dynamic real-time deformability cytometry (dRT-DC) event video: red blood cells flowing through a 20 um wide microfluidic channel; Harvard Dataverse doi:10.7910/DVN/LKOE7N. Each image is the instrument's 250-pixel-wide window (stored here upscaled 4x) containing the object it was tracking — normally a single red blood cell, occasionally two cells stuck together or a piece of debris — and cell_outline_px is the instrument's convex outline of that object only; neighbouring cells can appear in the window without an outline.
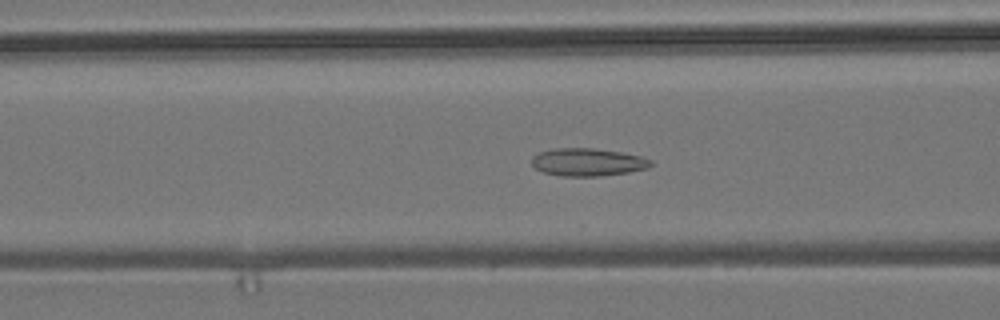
{"species": "common noctule bat (a hibernating species)", "species_latin": "Nyctalus noctula", "temperature_condition": "room temperature", "stored_images_in_passage": 54, "camera_frame_rate_fps": 3000, "um_per_image_px": 0.085, "animal": {"sex": "male", "body_mass_g": 19.2, "forearm_length_mm": 51.8}, "frame": {"image": 1, "passage_image": 21, "time_ms": 6.667, "image_size_px": [1000, 320], "cell_outline_px": [[656, 164], [648, 168], [628, 172], [600, 176], [560, 176], [544, 172], [536, 168], [532, 164], [532, 156], [540, 152], [552, 148], [592, 148], [620, 152], [640, 156], [652, 160]], "centroid_in_image_um": [49.98, 13.78], "position_along_channel_um": 116.6, "area_um2": 19.31}}
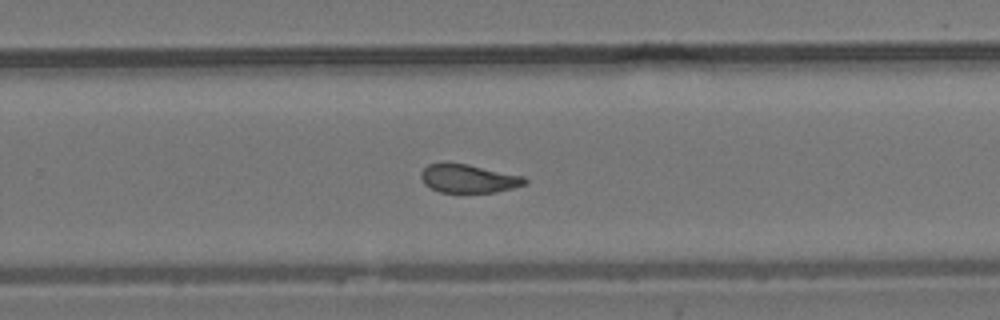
{"frame": {"image": 2, "passage_image": 35, "time_ms": 11.333, "image_size_px": [1000, 320], "cell_outline_px": [[528, 180], [524, 184], [512, 188], [496, 192], [440, 192], [424, 184], [420, 176], [420, 172], [428, 164], [468, 164], [524, 176]], "centroid_in_image_um": [39.83, 15.18], "position_along_channel_um": 290.0, "area_um2": 16.94}}
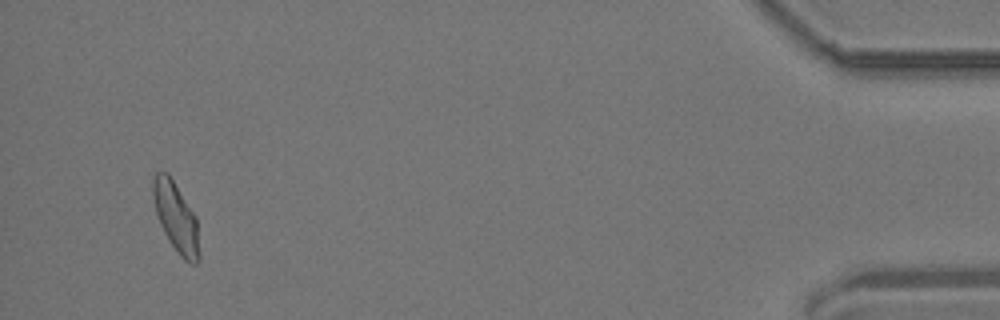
{"frame": {"image": 3, "passage_image": 52, "time_ms": 17.0, "image_size_px": [1000, 320], "cell_outline_px": [[200, 260], [196, 264], [192, 264], [184, 260], [180, 256], [168, 240], [160, 224], [156, 212], [152, 196], [152, 176], [156, 172], [168, 172], [196, 216], [200, 256]], "centroid_in_image_um": [14.95, 18.47], "position_along_channel_um": 420.2, "area_um2": 18.9}, "authors_computed_cell_mechanics": {"area_um2": 18.4671, "velocity_mm_per_s": 3.7283, "shape_relaxation_time_tau1_ms": null, "shape_relaxation_time_tau2_ms": 1.5136, "deformation_change_tau1": null, "deformation_change_tau2": 0.0781}}